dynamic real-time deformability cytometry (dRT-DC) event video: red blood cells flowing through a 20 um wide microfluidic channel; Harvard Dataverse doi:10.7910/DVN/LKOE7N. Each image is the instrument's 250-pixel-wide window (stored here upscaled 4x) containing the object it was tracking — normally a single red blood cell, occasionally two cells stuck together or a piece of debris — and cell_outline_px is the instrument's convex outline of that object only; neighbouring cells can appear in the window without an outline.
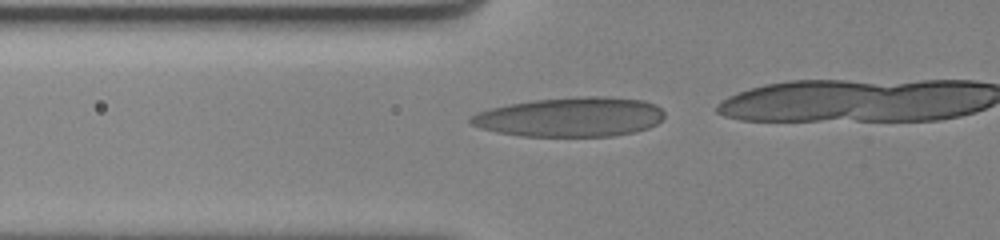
{"species": "human", "species_latin": "Homo sapiens", "temperature_condition": "cold", "stored_images_in_passage": 26, "camera_frame_rate_fps": 3000, "um_per_image_px": 0.085, "donor": {"sex": "female"}, "frame": {"image": 1, "passage_image": 20, "time_ms": 6.333, "image_size_px": [1000, 240], "cell_outline_px": [[664, 116], [656, 124], [648, 128], [632, 132], [612, 136], [520, 136], [496, 132], [480, 128], [472, 124], [468, 120], [476, 112], [508, 104], [532, 100], [580, 96], [604, 96], [644, 100], [656, 104], [664, 112]], "centroid_in_image_um": [48.48, 9.94], "position_along_channel_um": 77.3, "area_um2": 44.68}}
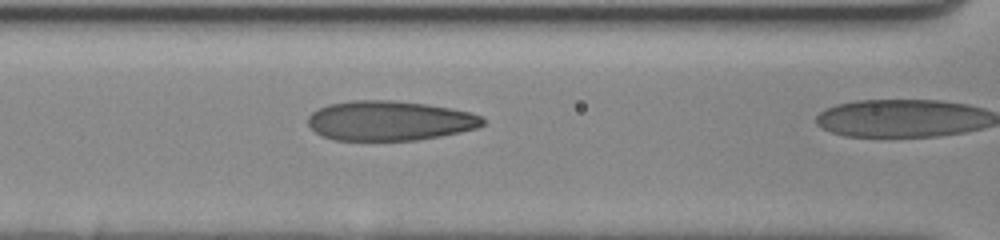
{"frame": {"image": 2, "passage_image": 25, "time_ms": 8.0, "image_size_px": [1000, 240], "cell_outline_px": [[484, 124], [476, 128], [460, 132], [440, 136], [416, 140], [336, 140], [324, 136], [316, 132], [308, 124], [308, 116], [312, 112], [328, 104], [352, 100], [392, 100], [424, 104], [452, 108], [472, 112], [484, 116]], "centroid_in_image_um": [33.14, 10.25], "position_along_channel_um": 133.5, "area_um2": 40.46}}